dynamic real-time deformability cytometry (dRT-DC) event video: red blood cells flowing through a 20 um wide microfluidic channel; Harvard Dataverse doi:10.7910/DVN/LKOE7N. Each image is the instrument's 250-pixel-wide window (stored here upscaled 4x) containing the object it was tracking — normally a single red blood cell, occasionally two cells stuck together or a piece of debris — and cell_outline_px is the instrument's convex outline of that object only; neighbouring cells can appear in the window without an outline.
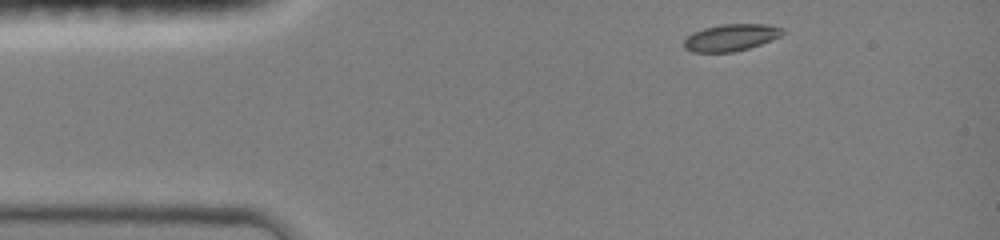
{"species": "common noctule bat (a hibernating species)", "species_latin": "Nyctalus noctula", "temperature_condition": "room temperature", "stored_images_in_passage": 38, "camera_frame_rate_fps": 3000, "um_per_image_px": 0.085, "animal": {"sex": "female", "body_mass_g": 19.0, "forearm_length_mm": 51.5}, "frame": {"image": 1, "passage_image": 1, "time_ms": 0.0, "image_size_px": [1000, 240], "cell_outline_px": [[784, 32], [780, 36], [772, 40], [748, 48], [732, 52], [692, 52], [684, 48], [684, 40], [692, 32], [704, 28], [720, 24], [768, 24], [784, 28]], "centroid_in_image_um": [62.13, 3.18], "position_along_channel_um": 22.9, "area_um2": 15.49}}
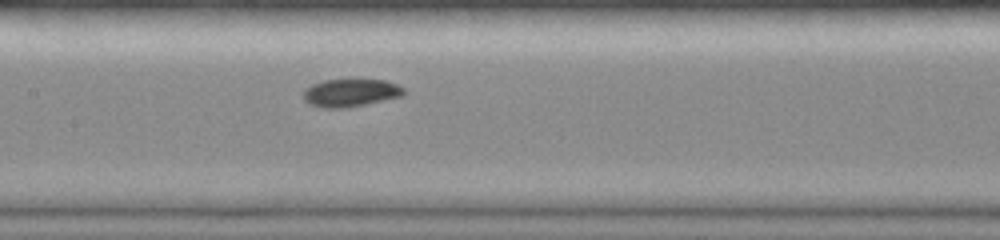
{"frame": {"image": 2, "passage_image": 17, "time_ms": 5.333, "image_size_px": [1000, 240], "cell_outline_px": [[404, 96], [348, 108], [324, 108], [308, 104], [304, 100], [304, 88], [312, 84], [324, 80], [384, 80], [396, 84], [404, 88]], "centroid_in_image_um": [29.79, 7.9], "position_along_channel_um": 177.6, "area_um2": 16.36}}
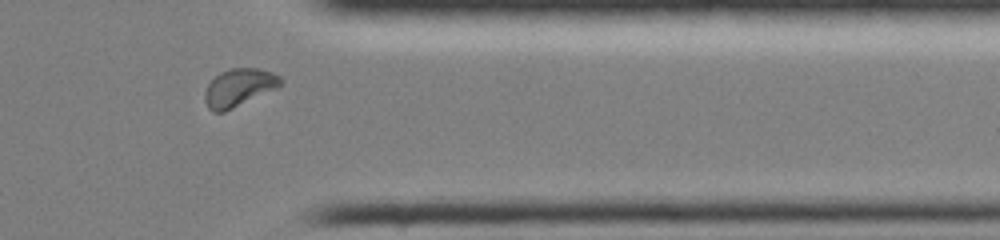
{"frame": {"image": 3, "passage_image": 33, "time_ms": 10.667, "image_size_px": [1000, 240], "cell_outline_px": [[284, 84], [276, 88], [224, 112], [212, 112], [208, 108], [204, 100], [204, 92], [208, 84], [220, 72], [232, 68], [260, 68], [272, 72], [280, 76], [284, 80]], "centroid_in_image_um": [20.32, 7.44], "position_along_channel_um": 391.1, "area_um2": 16.7}, "authors_computed_cell_mechanics": {"area_um2": 15.9817, "velocity_mm_per_s": 4.0136, "shape_relaxation_time_tau1_ms": 3.2368, "shape_relaxation_time_tau2_ms": 7.8646, "deformation_change_tau1": 0.1078, "deformation_change_tau2": 0.085}}